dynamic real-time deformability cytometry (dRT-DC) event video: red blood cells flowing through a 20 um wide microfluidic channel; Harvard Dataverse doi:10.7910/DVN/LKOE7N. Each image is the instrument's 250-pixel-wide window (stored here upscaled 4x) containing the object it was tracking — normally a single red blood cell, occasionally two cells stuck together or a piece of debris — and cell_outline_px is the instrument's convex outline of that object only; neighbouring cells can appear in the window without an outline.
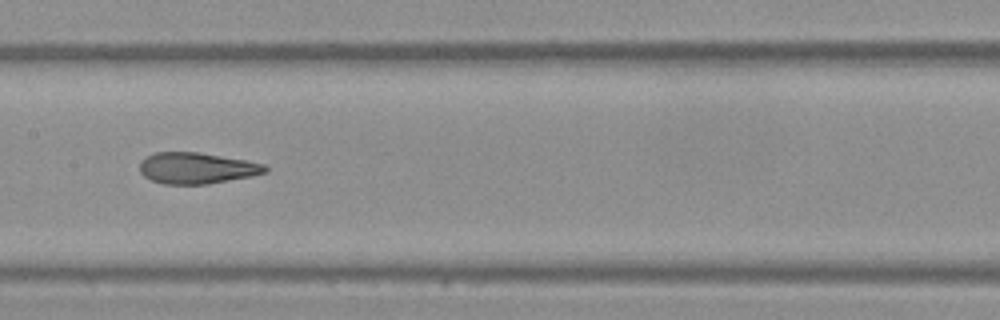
{"species": "Egyptian fruit bat (a non-hibernating species)", "species_latin": "Rousettus aegyptiacus", "temperature_condition": "warm", "stored_images_in_passage": 32, "camera_frame_rate_fps": 3000, "um_per_image_px": 0.085, "frame": {"image": 1, "passage_image": 19, "time_ms": 6.0, "image_size_px": [1000, 320], "cell_outline_px": [[268, 172], [252, 176], [208, 184], [164, 184], [152, 180], [144, 176], [140, 172], [140, 160], [144, 156], [156, 152], [200, 152], [244, 160], [264, 164], [268, 168]], "centroid_in_image_um": [16.7, 14.29], "position_along_channel_um": 190.7, "area_um2": 22.89}}